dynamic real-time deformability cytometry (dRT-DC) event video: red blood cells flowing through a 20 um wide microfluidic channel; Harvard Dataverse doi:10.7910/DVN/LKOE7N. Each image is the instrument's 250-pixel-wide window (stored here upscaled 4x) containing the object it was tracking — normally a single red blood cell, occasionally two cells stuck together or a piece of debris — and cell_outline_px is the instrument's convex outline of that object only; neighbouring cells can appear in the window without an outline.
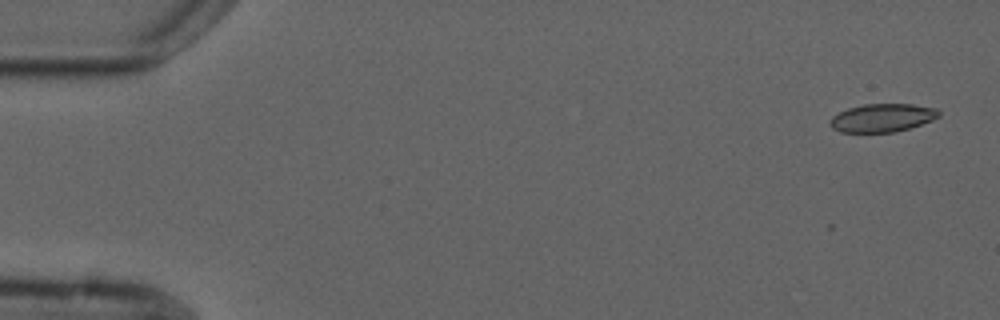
{"species": "common noctule bat (a hibernating species)", "species_latin": "Nyctalus noctula", "temperature_condition": "cold", "stored_images_in_passage": 6, "camera_frame_rate_fps": 3000, "um_per_image_px": 0.085, "animal": {"sex": "male", "forearm_length_mm": 52.5}, "frame": {"image": 1, "passage_image": 1, "time_ms": 0.0, "image_size_px": [1000, 320], "cell_outline_px": [[940, 116], [932, 120], [896, 132], [840, 132], [832, 128], [828, 124], [828, 120], [832, 116], [848, 108], [864, 104], [912, 104], [936, 108], [940, 112]], "centroid_in_image_um": [74.96, 10.01], "position_along_channel_um": 10.0, "area_um2": 17.92}}
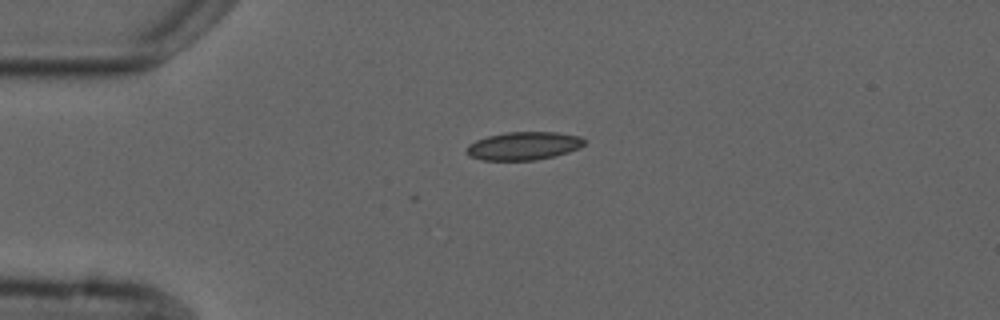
{"frame": {"image": 2, "passage_image": 4, "time_ms": 3.667, "image_size_px": [1000, 320], "cell_outline_px": [[584, 144], [580, 148], [556, 156], [536, 160], [484, 160], [468, 156], [464, 148], [468, 144], [476, 140], [488, 136], [508, 132], [556, 132], [580, 136], [584, 140]], "centroid_in_image_um": [44.49, 12.4], "position_along_channel_um": 40.5, "area_um2": 19.42}}
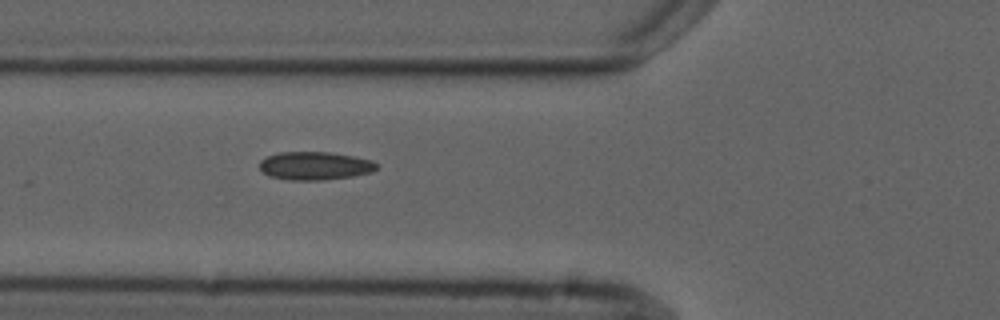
{"frame": {"image": 3, "passage_image": 6, "time_ms": 6.0, "image_size_px": [1000, 320], "cell_outline_px": [[380, 168], [372, 172], [352, 176], [324, 180], [288, 180], [268, 176], [260, 168], [260, 160], [268, 156], [280, 152], [328, 152], [352, 156], [372, 160], [380, 164]], "centroid_in_image_um": [26.8, 14.1], "position_along_channel_um": 99.0, "area_um2": 19.36}}